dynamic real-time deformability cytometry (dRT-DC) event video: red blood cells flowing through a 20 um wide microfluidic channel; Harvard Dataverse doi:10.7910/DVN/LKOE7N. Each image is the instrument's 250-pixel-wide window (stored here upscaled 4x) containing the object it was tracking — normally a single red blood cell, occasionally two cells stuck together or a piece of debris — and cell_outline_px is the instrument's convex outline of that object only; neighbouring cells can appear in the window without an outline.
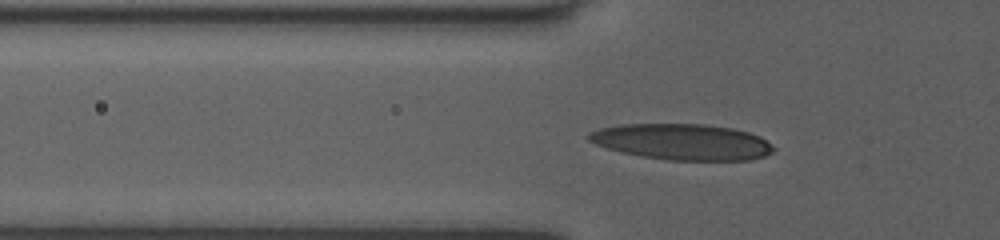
{"species": "human", "species_latin": "Homo sapiens", "temperature_condition": "room temperature", "stored_images_in_passage": 51, "camera_frame_rate_fps": 3000, "um_per_image_px": 0.085, "donor": {"sex": "female"}, "frame": {"image": 1, "passage_image": 18, "time_ms": 5.667, "image_size_px": [1000, 240], "cell_outline_px": [[776, 148], [772, 152], [764, 156], [752, 160], [668, 160], [640, 156], [608, 148], [596, 144], [588, 140], [588, 132], [600, 128], [620, 124], [704, 124], [732, 128], [748, 132], [760, 136]], "centroid_in_image_um": [58.0, 12.05], "position_along_channel_um": 67.8, "area_um2": 38.73}}
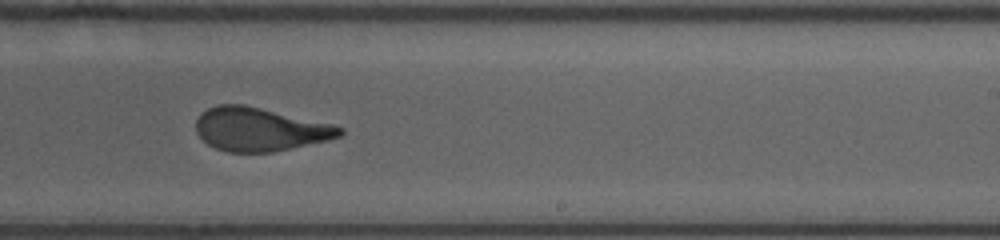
{"frame": {"image": 2, "passage_image": 33, "time_ms": 10.667, "image_size_px": [1000, 240], "cell_outline_px": [[344, 132], [340, 136], [328, 140], [272, 152], [228, 152], [216, 148], [208, 144], [196, 132], [196, 120], [208, 108], [216, 104], [244, 104], [332, 124], [344, 128]], "centroid_in_image_um": [22.08, 10.99], "position_along_channel_um": 266.9, "area_um2": 36.18}}
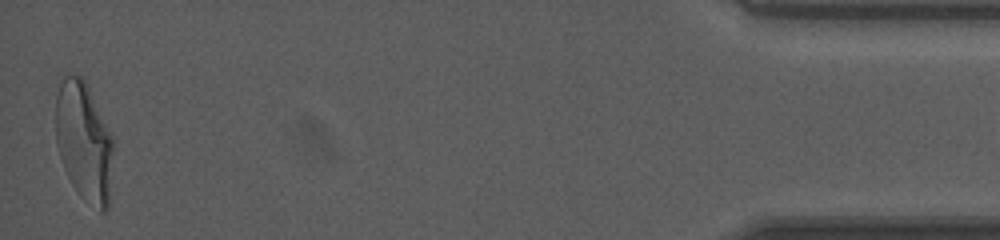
{"frame": {"image": 3, "passage_image": 51, "time_ms": 16.667, "image_size_px": [1000, 240], "cell_outline_px": [[112, 152], [108, 208], [104, 212], [100, 212], [72, 184], [64, 168], [56, 144], [56, 96], [60, 84], [64, 76], [80, 76], [88, 84], [112, 136]], "centroid_in_image_um": [7.13, 11.99], "position_along_channel_um": 428.1, "area_um2": 39.25}, "authors_computed_cell_mechanics": {"area_um2": 36.8764, "velocity_mm_per_s": 4.0275, "shape_relaxation_time_tau1_ms": 4.6582, "shape_relaxation_time_tau2_ms": 0.8853, "deformation_change_tau1": 0.1915, "deformation_change_tau2": 0.0875}}